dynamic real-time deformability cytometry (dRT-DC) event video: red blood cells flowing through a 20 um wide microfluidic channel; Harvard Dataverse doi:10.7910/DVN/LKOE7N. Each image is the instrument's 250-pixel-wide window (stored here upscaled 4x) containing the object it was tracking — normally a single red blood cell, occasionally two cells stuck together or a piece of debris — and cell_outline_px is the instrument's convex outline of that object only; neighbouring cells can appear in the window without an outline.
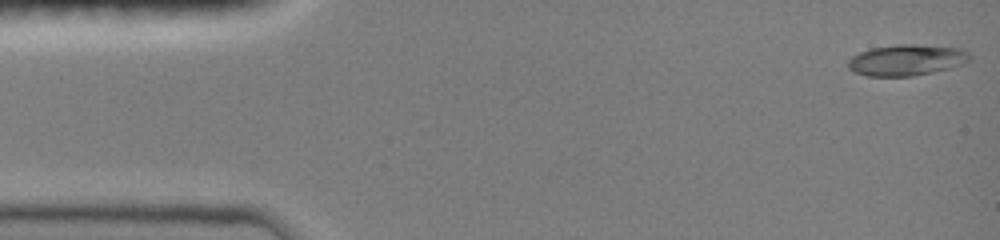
{"species": "common noctule bat (a hibernating species)", "species_latin": "Nyctalus noctula", "temperature_condition": "room temperature", "stored_images_in_passage": 9, "camera_frame_rate_fps": 3000, "um_per_image_px": 0.085, "animal": {"sex": "female", "body_mass_g": 19.0, "forearm_length_mm": 51.5}, "frame": {"image": 1, "passage_image": 1, "time_ms": 0.0, "image_size_px": [1000, 240], "cell_outline_px": [[968, 60], [960, 64], [948, 68], [932, 72], [912, 76], [868, 76], [856, 72], [848, 68], [848, 60], [852, 56], [860, 52], [872, 48], [896, 44], [916, 44], [960, 48], [968, 52]], "centroid_in_image_um": [77.01, 5.09], "position_along_channel_um": 8.0, "area_um2": 21.73}}
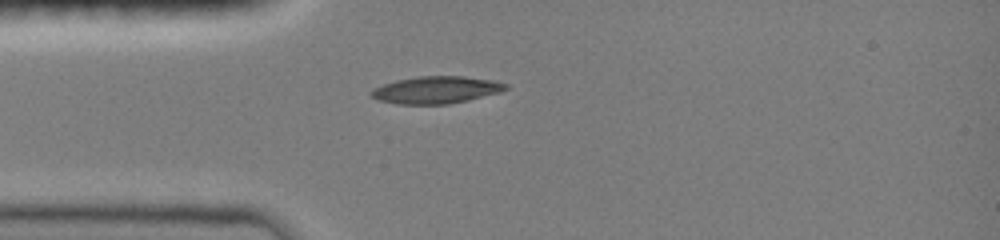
{"frame": {"image": 2, "passage_image": 8, "time_ms": 3.667, "image_size_px": [1000, 240], "cell_outline_px": [[508, 88], [500, 92], [468, 100], [448, 104], [396, 104], [380, 100], [372, 96], [368, 92], [384, 84], [396, 80], [420, 76], [464, 76], [496, 80], [508, 84]], "centroid_in_image_um": [37.12, 7.63], "position_along_channel_um": 47.9, "area_um2": 21.27}}